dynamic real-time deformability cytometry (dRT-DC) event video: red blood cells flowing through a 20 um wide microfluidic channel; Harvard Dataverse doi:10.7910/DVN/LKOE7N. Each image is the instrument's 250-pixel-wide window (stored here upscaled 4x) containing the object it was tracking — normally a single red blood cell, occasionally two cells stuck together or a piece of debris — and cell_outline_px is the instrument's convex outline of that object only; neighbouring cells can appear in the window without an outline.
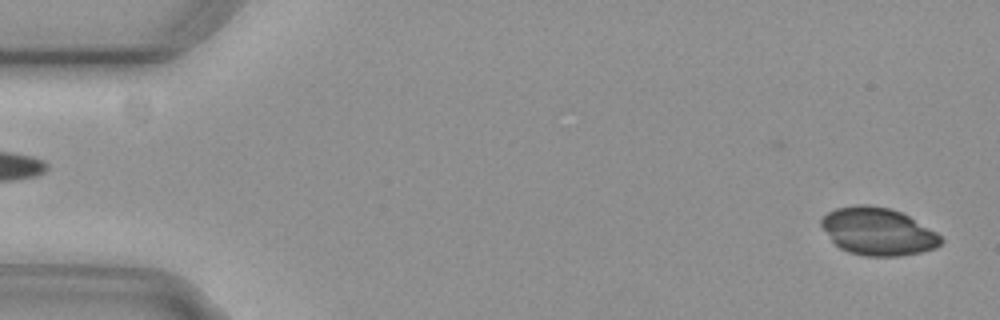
{"species": "common noctule bat (a hibernating species)", "species_latin": "Nyctalus noctula", "temperature_condition": "cold", "stored_images_in_passage": 6, "segment_of_instrument_passage": [2, 2], "camera_frame_rate_fps": 3000, "um_per_image_px": 0.085, "animal": {"sex": "female", "body_mass_g": 29.2, "forearm_length_mm": 56.3}, "frame": {"image": 1, "passage_image": 6, "time_ms": 1.667, "image_size_px": [1000, 320], "cell_outline_px": [[944, 240], [936, 248], [920, 252], [900, 256], [864, 256], [848, 252], [840, 248], [832, 240], [820, 224], [820, 220], [828, 212], [836, 208], [856, 204], [868, 204], [892, 208], [908, 216], [936, 232]], "centroid_in_image_um": [74.61, 19.67], "position_along_channel_um": 10.4, "area_um2": 33.06}}